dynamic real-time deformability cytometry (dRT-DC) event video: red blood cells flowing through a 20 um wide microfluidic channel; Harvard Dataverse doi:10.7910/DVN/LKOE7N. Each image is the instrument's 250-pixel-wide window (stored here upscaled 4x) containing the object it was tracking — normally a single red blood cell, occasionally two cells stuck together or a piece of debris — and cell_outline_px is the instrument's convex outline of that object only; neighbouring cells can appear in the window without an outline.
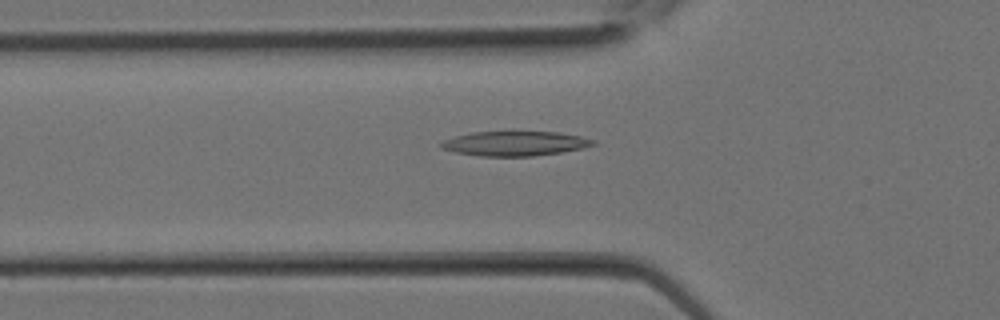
{"species": "Egyptian fruit bat (a non-hibernating species)", "species_latin": "Rousettus aegyptiacus", "temperature_condition": "room temperature", "stored_images_in_passage": 28, "camera_frame_rate_fps": 3000, "um_per_image_px": 0.085, "animal": {"sex": "female"}, "frame": {"image": 1, "passage_image": 10, "time_ms": 3.0, "image_size_px": [1000, 320], "cell_outline_px": [[596, 144], [584, 148], [560, 152], [532, 156], [480, 156], [456, 152], [440, 148], [440, 144], [444, 140], [456, 136], [472, 132], [560, 132], [580, 136], [596, 140]], "centroid_in_image_um": [43.79, 12.2], "position_along_channel_um": 82.0, "area_um2": 21.68}}
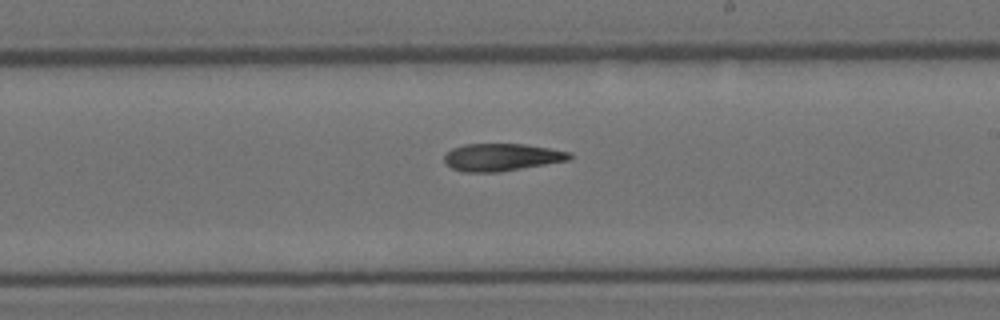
{"frame": {"image": 2, "passage_image": 17, "time_ms": 5.333, "image_size_px": [1000, 320], "cell_outline_px": [[572, 160], [500, 172], [460, 172], [444, 164], [444, 156], [452, 148], [464, 144], [524, 144], [572, 152]], "centroid_in_image_um": [42.65, 13.37], "position_along_channel_um": 246.4, "area_um2": 20.29}}
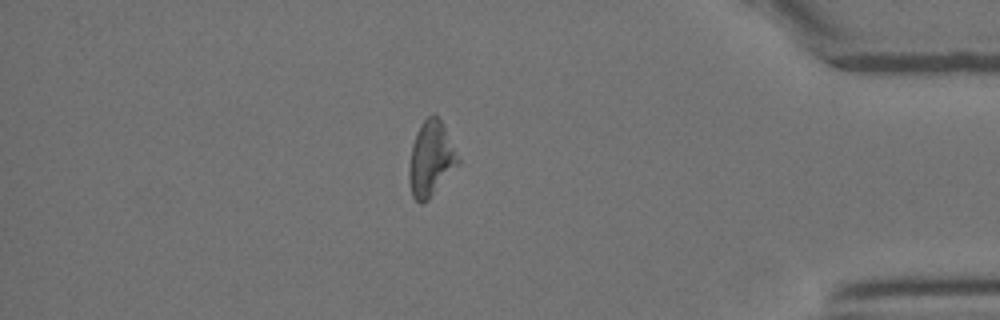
{"frame": {"image": 3, "passage_image": 25, "time_ms": 8.0, "image_size_px": [1000, 320], "cell_outline_px": [[460, 164], [428, 200], [420, 204], [412, 196], [408, 180], [408, 168], [412, 144], [416, 132], [420, 124], [432, 112], [440, 120], [460, 160]], "centroid_in_image_um": [36.6, 13.53], "position_along_channel_um": 398.6, "area_um2": 21.39}}